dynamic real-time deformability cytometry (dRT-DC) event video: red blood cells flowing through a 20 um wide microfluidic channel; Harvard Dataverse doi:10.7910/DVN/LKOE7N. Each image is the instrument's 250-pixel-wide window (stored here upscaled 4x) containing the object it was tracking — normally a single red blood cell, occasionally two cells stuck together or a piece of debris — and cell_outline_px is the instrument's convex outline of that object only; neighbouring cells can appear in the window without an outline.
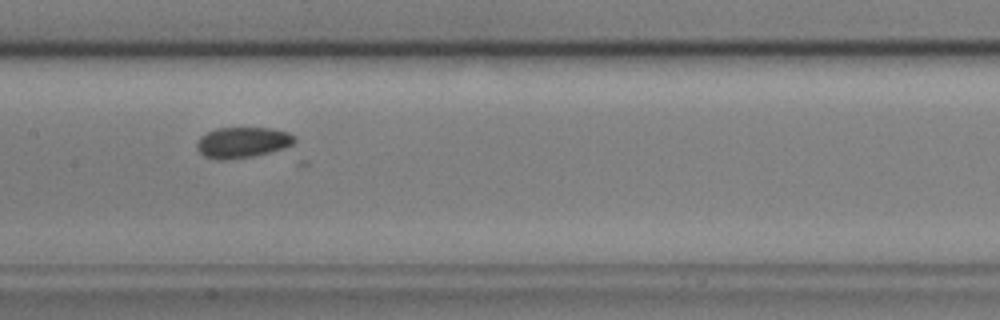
{"species": "common noctule bat (a hibernating species)", "species_latin": "Nyctalus noctula", "temperature_condition": "cold", "stored_images_in_passage": 34, "camera_frame_rate_fps": 3000, "um_per_image_px": 0.085, "animal": {"sex": "male", "body_mass_g": 17.9, "forearm_length_mm": 54.2}, "frame": {"image": 1, "passage_image": 12, "time_ms": 3.667, "image_size_px": [1000, 320], "cell_outline_px": [[296, 140], [292, 144], [284, 148], [256, 156], [224, 160], [216, 160], [204, 156], [196, 148], [196, 144], [200, 136], [216, 128], [272, 128], [288, 132], [296, 136]], "centroid_in_image_um": [20.61, 12.11], "position_along_channel_um": 186.8, "area_um2": 17.69}}
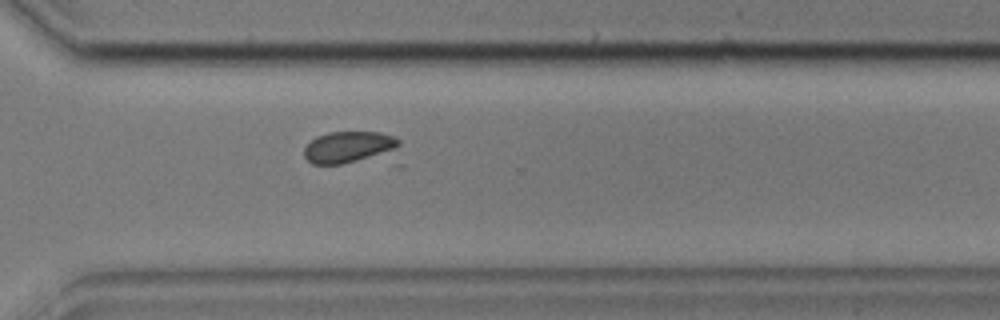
{"frame": {"image": 2, "passage_image": 25, "time_ms": 8.0, "image_size_px": [1000, 320], "cell_outline_px": [[400, 144], [392, 148], [356, 160], [340, 164], [312, 164], [304, 156], [304, 148], [316, 136], [328, 132], [380, 132], [396, 136], [400, 140]], "centroid_in_image_um": [29.53, 12.46], "position_along_channel_um": 341.1, "area_um2": 16.65}}
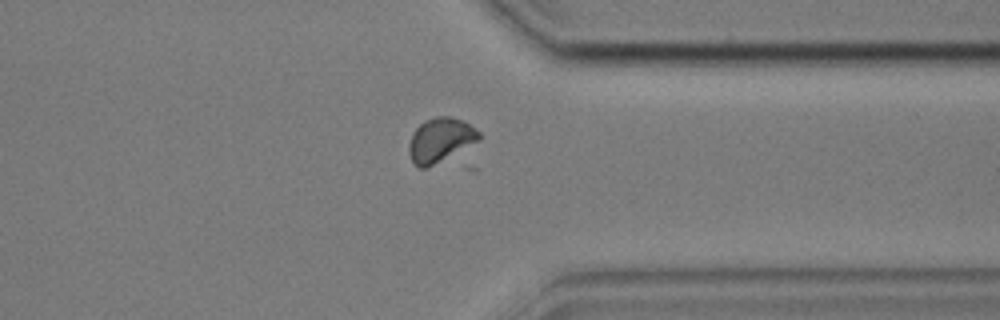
{"frame": {"image": 3, "passage_image": 28, "time_ms": 9.0, "image_size_px": [1000, 320], "cell_outline_px": [[480, 140], [424, 168], [420, 168], [412, 160], [408, 152], [408, 144], [412, 132], [424, 120], [436, 116], [452, 116], [464, 120], [480, 132]], "centroid_in_image_um": [37.41, 11.84], "position_along_channel_um": 374.0, "area_um2": 17.8}, "authors_computed_cell_mechanics": {"area_um2": 17.2244, "velocity_mm_per_s": 3.5731, "shape_relaxation_time_tau1_ms": null, "shape_relaxation_time_tau2_ms": 1.7579, "deformation_change_tau1": null, "deformation_change_tau2": 0.041}}